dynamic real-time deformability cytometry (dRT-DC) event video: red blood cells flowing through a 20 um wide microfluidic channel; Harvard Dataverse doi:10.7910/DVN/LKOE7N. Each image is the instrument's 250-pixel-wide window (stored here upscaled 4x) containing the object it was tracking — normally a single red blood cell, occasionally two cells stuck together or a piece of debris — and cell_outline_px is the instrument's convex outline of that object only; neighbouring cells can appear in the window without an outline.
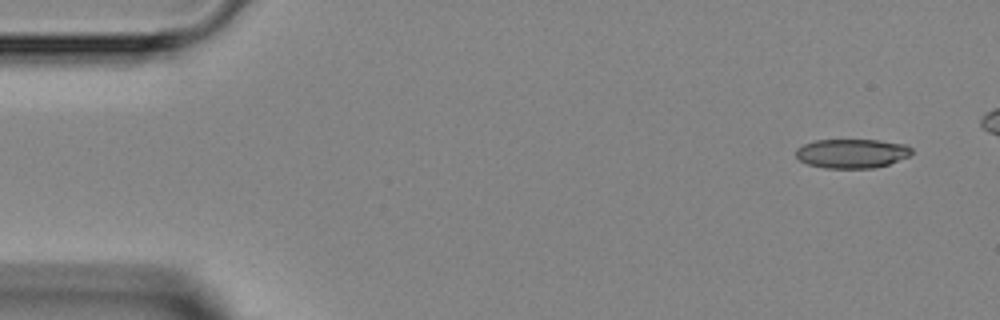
{"species": "Egyptian fruit bat (a non-hibernating species)", "species_latin": "Rousettus aegyptiacus", "temperature_condition": "room temperature", "stored_images_in_passage": 4, "camera_frame_rate_fps": 3000, "um_per_image_px": 0.085, "animal": {"sex": "female"}, "frame": {"image": 1, "passage_image": 1, "time_ms": 0.0, "image_size_px": [1000, 320], "cell_outline_px": [[912, 152], [908, 156], [888, 164], [876, 168], [824, 168], [808, 164], [800, 160], [796, 156], [796, 148], [804, 144], [816, 140], [880, 140], [904, 144], [912, 148]], "centroid_in_image_um": [72.4, 13.04], "position_along_channel_um": 12.6, "area_um2": 19.65}}